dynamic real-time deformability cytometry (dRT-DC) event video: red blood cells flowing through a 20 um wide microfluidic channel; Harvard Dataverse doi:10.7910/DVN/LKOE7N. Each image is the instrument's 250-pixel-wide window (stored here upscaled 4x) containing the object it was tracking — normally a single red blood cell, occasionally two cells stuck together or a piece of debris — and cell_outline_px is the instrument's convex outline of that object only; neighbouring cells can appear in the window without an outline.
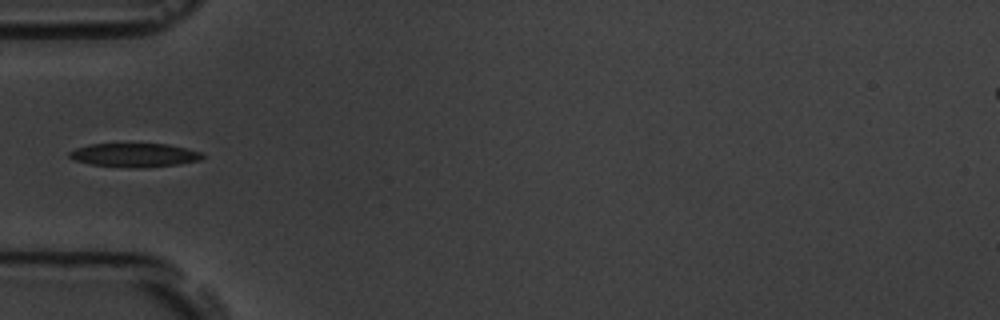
{"species": "common noctule bat (a hibernating species)", "species_latin": "Nyctalus noctula", "temperature_condition": "room temperature", "stored_images_in_passage": 11, "camera_frame_rate_fps": 3000, "um_per_image_px": 0.085, "animal": {"sex": "male", "body_mass_g": 19.5, "forearm_length_mm": 54.6}, "frame": {"image": 1, "passage_image": 1, "time_ms": 0.0, "image_size_px": [1000, 320], "cell_outline_px": [[204, 156], [200, 160], [180, 164], [144, 168], [136, 168], [92, 164], [76, 160], [68, 156], [68, 152], [76, 148], [88, 144], [168, 144], [200, 152]], "centroid_in_image_um": [11.43, 13.18], "position_along_channel_um": 73.6, "area_um2": 18.26}}
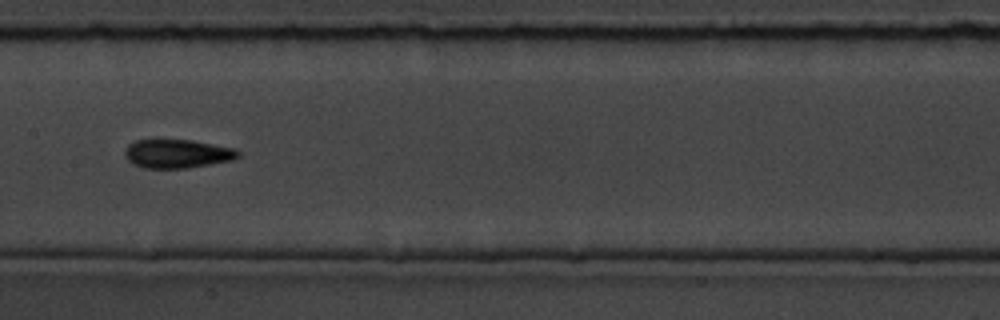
{"frame": {"image": 2, "passage_image": 4, "time_ms": 3.333, "image_size_px": [1000, 320], "cell_outline_px": [[240, 156], [232, 160], [188, 168], [144, 168], [132, 164], [124, 156], [124, 152], [128, 144], [136, 140], [192, 140], [236, 148], [240, 152]], "centroid_in_image_um": [15.07, 13.07], "position_along_channel_um": 192.3, "area_um2": 19.07}}
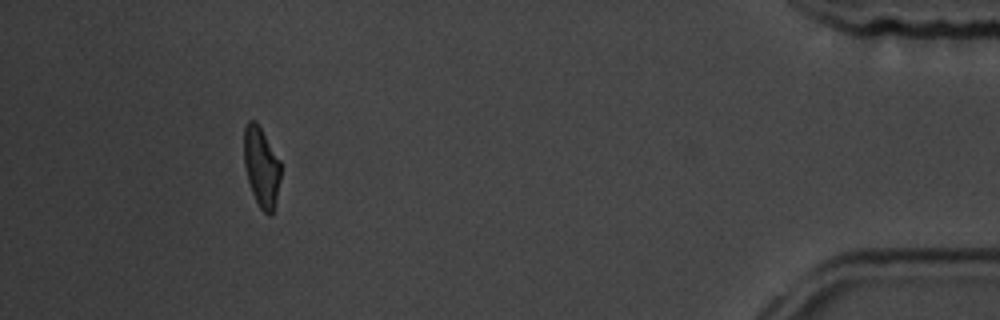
{"frame": {"image": 3, "passage_image": 10, "time_ms": 11.333, "image_size_px": [1000, 320], "cell_outline_px": [[280, 180], [276, 200], [272, 212], [268, 216], [260, 208], [252, 192], [248, 180], [244, 164], [244, 128], [248, 120], [256, 120], [280, 160]], "centroid_in_image_um": [22.21, 14.16], "position_along_channel_um": 413.0, "area_um2": 16.99}}